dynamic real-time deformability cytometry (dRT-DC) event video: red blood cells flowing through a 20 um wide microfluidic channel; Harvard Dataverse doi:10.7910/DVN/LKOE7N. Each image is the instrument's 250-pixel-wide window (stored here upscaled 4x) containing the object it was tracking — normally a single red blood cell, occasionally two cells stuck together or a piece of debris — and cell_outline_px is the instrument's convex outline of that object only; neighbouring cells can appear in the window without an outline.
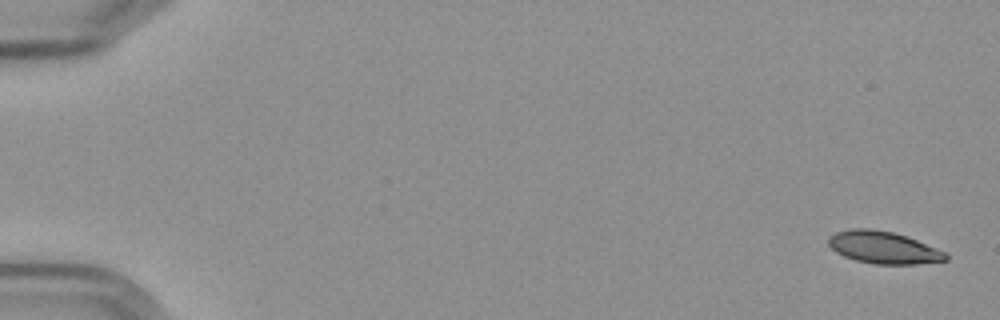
{"species": "Egyptian fruit bat (a non-hibernating species)", "species_latin": "Rousettus aegyptiacus", "temperature_condition": "cold", "stored_images_in_passage": 7, "camera_frame_rate_fps": 3000, "um_per_image_px": 0.085, "frame": {"image": 1, "passage_image": 1, "time_ms": 0.0, "image_size_px": [1000, 320], "cell_outline_px": [[948, 260], [916, 264], [876, 264], [856, 260], [844, 256], [836, 252], [828, 244], [828, 236], [836, 232], [848, 228], [872, 228], [892, 232], [916, 240], [948, 252]], "centroid_in_image_um": [75.09, 21.03], "position_along_channel_um": 9.9, "area_um2": 22.08}}
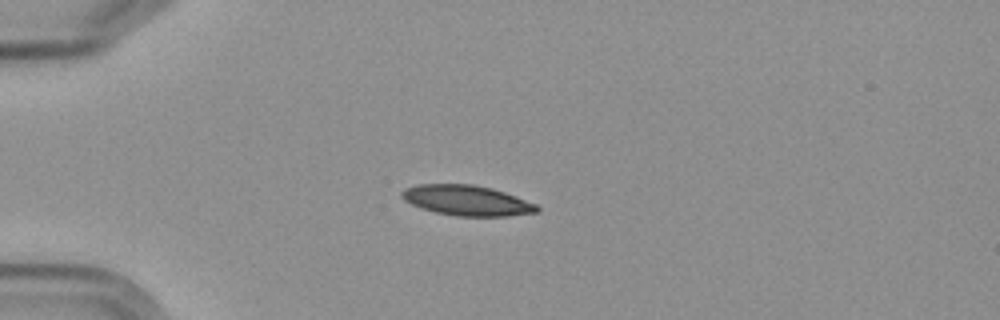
{"frame": {"image": 2, "passage_image": 5, "time_ms": 4.667, "image_size_px": [1000, 320], "cell_outline_px": [[540, 208], [536, 212], [508, 216], [456, 216], [436, 212], [412, 204], [404, 200], [400, 196], [400, 192], [404, 188], [420, 184], [472, 184], [492, 188], [516, 196], [536, 204]], "centroid_in_image_um": [39.67, 17.03], "position_along_channel_um": 45.3, "area_um2": 23.76}}
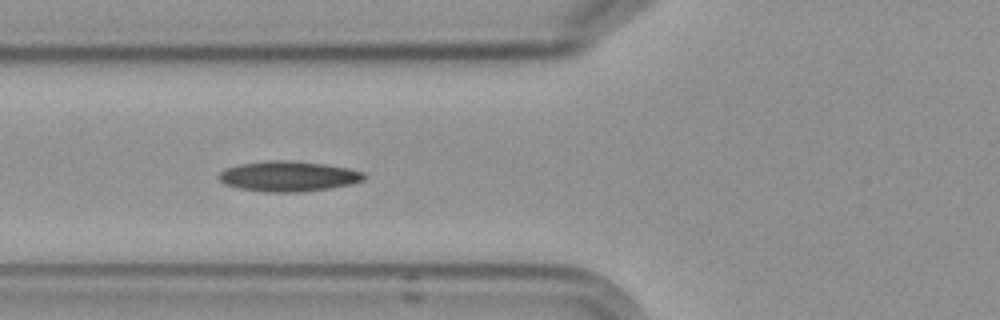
{"frame": {"image": 3, "passage_image": 7, "time_ms": 7.0, "image_size_px": [1000, 320], "cell_outline_px": [[364, 180], [352, 184], [328, 188], [300, 192], [264, 192], [240, 188], [224, 184], [216, 176], [224, 168], [240, 164], [264, 160], [288, 160], [324, 164], [348, 168], [364, 172]], "centroid_in_image_um": [24.47, 14.98], "position_along_channel_um": 101.3, "area_um2": 25.72}}